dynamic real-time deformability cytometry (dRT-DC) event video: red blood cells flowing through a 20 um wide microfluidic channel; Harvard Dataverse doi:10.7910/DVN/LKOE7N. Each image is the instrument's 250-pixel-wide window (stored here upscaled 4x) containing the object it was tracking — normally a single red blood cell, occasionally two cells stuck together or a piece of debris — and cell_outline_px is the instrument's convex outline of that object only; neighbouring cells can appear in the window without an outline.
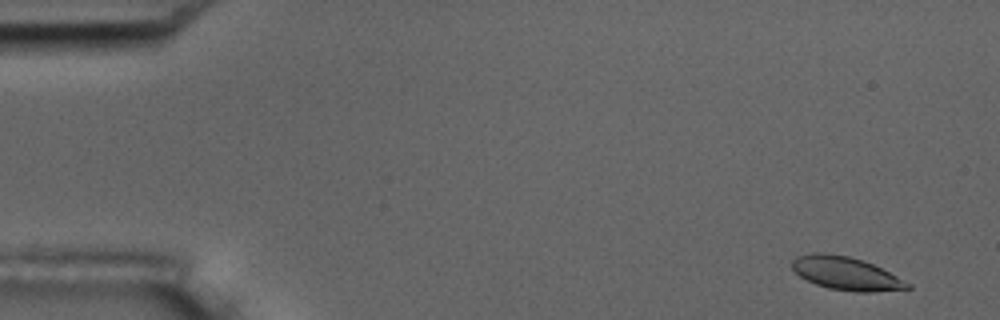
{"species": "common noctule bat (a hibernating species)", "species_latin": "Nyctalus noctula", "temperature_condition": "room temperature", "stored_images_in_passage": 5, "camera_frame_rate_fps": 3000, "um_per_image_px": 0.085, "animal": {"sex": "male", "body_mass_g": 17.5, "forearm_length_mm": 52.3}, "frame": {"image": 1, "passage_image": 1, "time_ms": 0.0, "image_size_px": [1000, 320], "cell_outline_px": [[912, 288], [872, 292], [856, 292], [828, 288], [816, 284], [800, 276], [792, 268], [792, 260], [796, 256], [816, 252], [820, 252], [848, 256], [872, 264], [912, 284]], "centroid_in_image_um": [71.9, 23.24], "position_along_channel_um": 13.1, "area_um2": 22.02}}
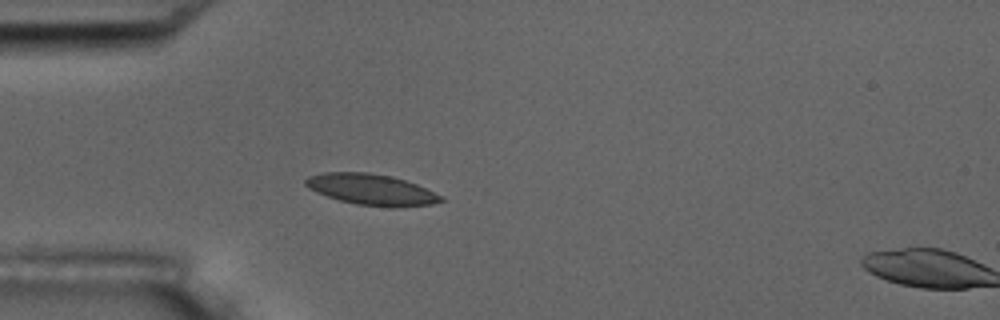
{"frame": {"image": 2, "passage_image": 4, "time_ms": 4.333, "image_size_px": [1000, 320], "cell_outline_px": [[444, 200], [432, 204], [392, 208], [356, 204], [340, 200], [316, 192], [308, 188], [304, 184], [304, 180], [308, 176], [324, 172], [368, 172], [392, 176], [416, 184], [444, 196]], "centroid_in_image_um": [31.57, 16.11], "position_along_channel_um": 53.4, "area_um2": 24.57}}